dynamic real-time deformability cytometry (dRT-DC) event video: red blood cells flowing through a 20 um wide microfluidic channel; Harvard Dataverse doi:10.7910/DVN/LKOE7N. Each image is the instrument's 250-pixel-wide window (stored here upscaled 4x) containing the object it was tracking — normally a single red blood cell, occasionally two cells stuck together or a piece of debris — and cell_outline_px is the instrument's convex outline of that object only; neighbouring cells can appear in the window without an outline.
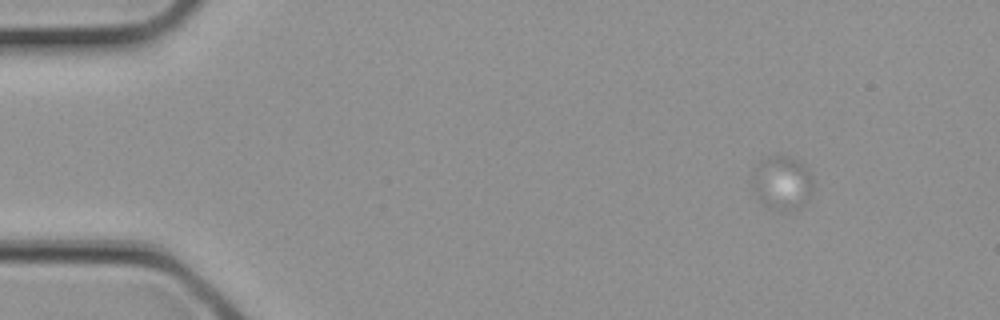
{"species": "common noctule bat (a hibernating species)", "species_latin": "Nyctalus noctula", "temperature_condition": "cold", "stored_images_in_passage": 4, "camera_frame_rate_fps": 3000, "um_per_image_px": 0.085, "animal": {"sex": "female", "body_mass_g": 21.9}, "frame": {"image": 1, "passage_image": 1, "time_ms": 0.0, "image_size_px": [1000, 320], "cell_outline_px": [[812, 192], [804, 204], [792, 212], [784, 212], [768, 208], [752, 192], [752, 172], [760, 160], [768, 156], [780, 152], [804, 164], [812, 176]], "centroid_in_image_um": [66.45, 15.53], "position_along_channel_um": 18.6, "area_um2": 19.83}}